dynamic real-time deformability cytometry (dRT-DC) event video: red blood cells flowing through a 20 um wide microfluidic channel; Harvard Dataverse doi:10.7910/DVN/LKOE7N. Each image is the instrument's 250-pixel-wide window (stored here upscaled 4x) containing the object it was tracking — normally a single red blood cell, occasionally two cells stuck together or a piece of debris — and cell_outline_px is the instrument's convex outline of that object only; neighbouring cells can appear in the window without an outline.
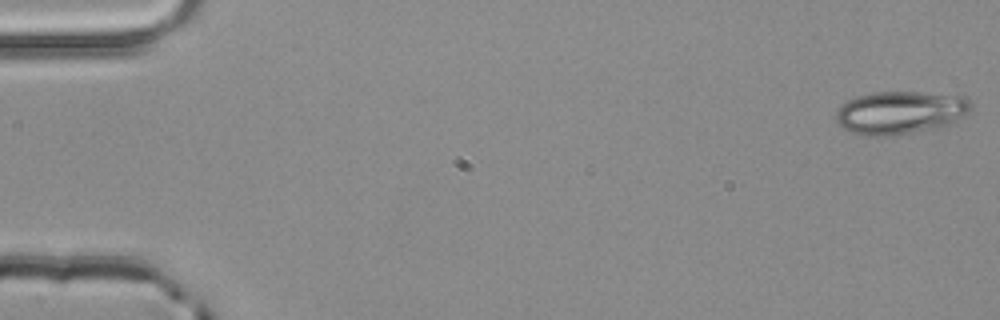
{"species": "common noctule bat (a hibernating species)", "species_latin": "Nyctalus noctula", "temperature_condition": "room temperature", "stored_images_in_passage": 5, "camera_frame_rate_fps": 3000, "um_per_image_px": 0.085, "animal": {"sex": "male", "body_mass_g": 20.4}, "frame": {"image": 1, "passage_image": 1, "time_ms": 0.0, "image_size_px": [1000, 320], "cell_outline_px": [[972, 108], [968, 112], [948, 124], [936, 128], [892, 136], [872, 136], [852, 132], [844, 128], [836, 120], [836, 112], [848, 100], [856, 96], [872, 92], [920, 92], [964, 96], [972, 104]], "centroid_in_image_um": [76.52, 9.56], "position_along_channel_um": 8.5, "area_um2": 33.52}}
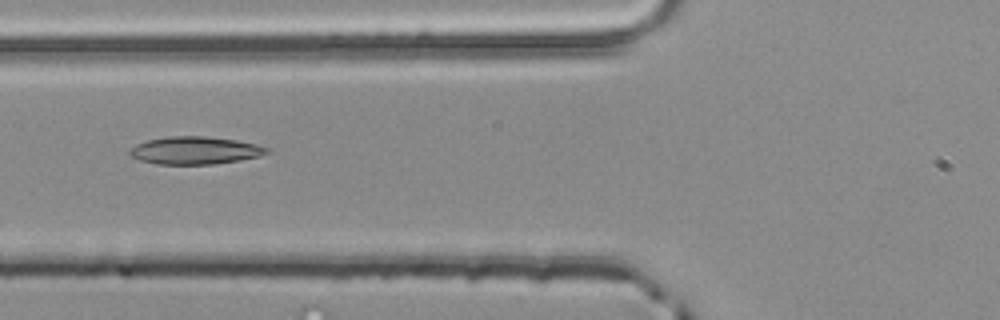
{"frame": {"image": 2, "passage_image": 5, "time_ms": 1.333, "image_size_px": [1000, 320], "cell_outline_px": [[268, 152], [260, 156], [240, 160], [212, 164], [156, 164], [140, 160], [132, 156], [128, 152], [128, 148], [136, 144], [148, 140], [168, 136], [204, 136], [236, 140], [268, 148]], "centroid_in_image_um": [16.51, 12.79], "position_along_channel_um": 109.3, "area_um2": 21.91}}